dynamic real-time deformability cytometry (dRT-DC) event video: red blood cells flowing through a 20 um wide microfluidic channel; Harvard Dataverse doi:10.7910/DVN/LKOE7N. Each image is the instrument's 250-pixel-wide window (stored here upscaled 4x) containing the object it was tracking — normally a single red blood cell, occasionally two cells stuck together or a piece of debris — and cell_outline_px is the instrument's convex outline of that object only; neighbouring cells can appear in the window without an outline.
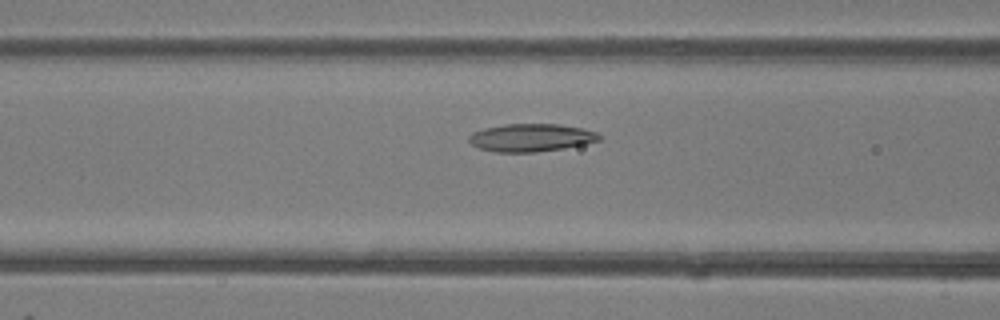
{"species": "common noctule bat (a hibernating species)", "species_latin": "Nyctalus noctula", "temperature_condition": "room temperature", "stored_images_in_passage": 47, "camera_frame_rate_fps": 3000, "um_per_image_px": 0.085, "animal": {"sex": "female"}, "frame": {"image": 1, "passage_image": 19, "time_ms": 6.0, "image_size_px": [1000, 320], "cell_outline_px": [[600, 140], [584, 144], [564, 148], [536, 152], [492, 152], [480, 148], [472, 144], [468, 140], [468, 136], [472, 132], [484, 128], [504, 124], [560, 124], [584, 128], [596, 132], [600, 136]], "centroid_in_image_um": [45.12, 11.69], "position_along_channel_um": 121.5, "area_um2": 21.21}}
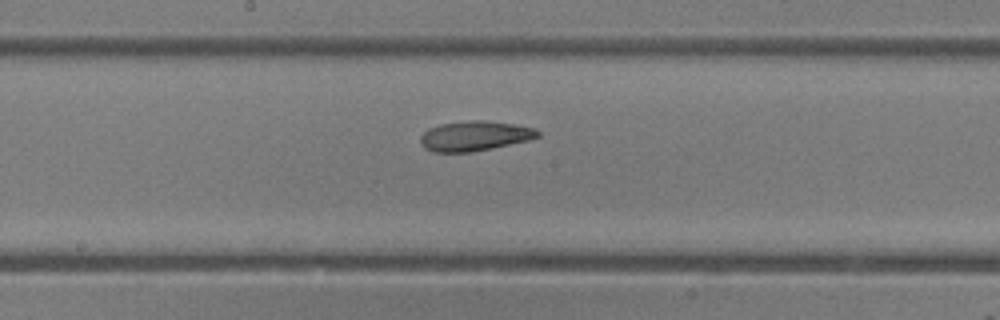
{"frame": {"image": 2, "passage_image": 25, "time_ms": 8.0, "image_size_px": [1000, 320], "cell_outline_px": [[540, 136], [528, 140], [492, 148], [472, 152], [432, 152], [424, 148], [420, 144], [420, 136], [428, 128], [440, 124], [472, 120], [484, 120], [516, 124], [536, 128], [540, 132]], "centroid_in_image_um": [40.34, 11.55], "position_along_channel_um": 207.9, "area_um2": 20.58}}
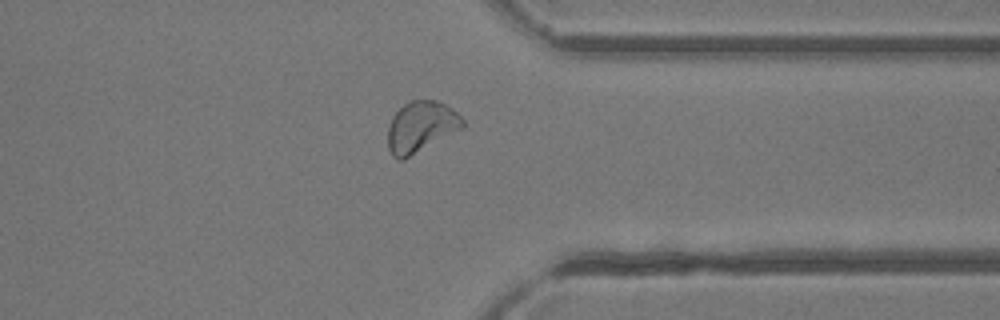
{"frame": {"image": 3, "passage_image": 37, "time_ms": 12.0, "image_size_px": [1000, 320], "cell_outline_px": [[464, 128], [404, 160], [396, 160], [392, 156], [388, 148], [388, 128], [392, 116], [404, 104], [412, 100], [436, 100], [452, 108], [464, 120]], "centroid_in_image_um": [35.78, 10.8], "position_along_channel_um": 375.6, "area_um2": 22.43}, "authors_computed_cell_mechanics": {"area_um2": 22.1952, "velocity_mm_per_s": 4.3204, "shape_relaxation_time_tau1_ms": 8.061, "shape_relaxation_time_tau2_ms": 2.3359, "deformation_change_tau1": 0.1678, "deformation_change_tau2": 0.0872}}